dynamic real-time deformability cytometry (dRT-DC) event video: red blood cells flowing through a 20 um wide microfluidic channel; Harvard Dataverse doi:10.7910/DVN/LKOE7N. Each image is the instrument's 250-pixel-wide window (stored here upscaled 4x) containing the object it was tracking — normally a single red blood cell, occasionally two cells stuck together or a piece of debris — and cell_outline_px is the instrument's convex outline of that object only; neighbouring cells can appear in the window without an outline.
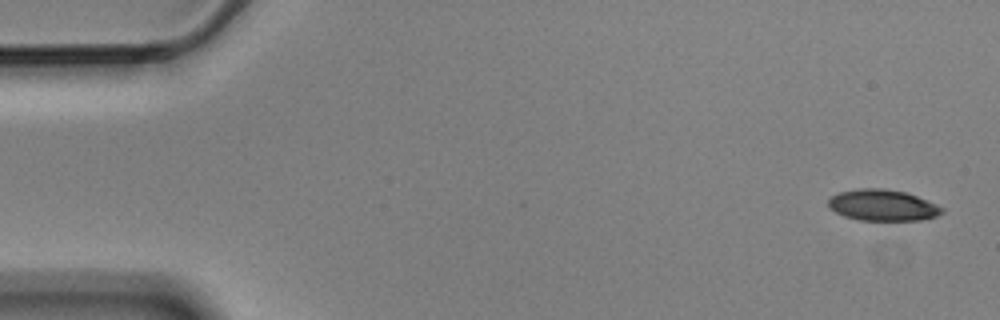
{"species": "Egyptian fruit bat (a non-hibernating species)", "species_latin": "Rousettus aegyptiacus", "temperature_condition": "cold", "stored_images_in_passage": 4, "camera_frame_rate_fps": 3000, "um_per_image_px": 0.085, "animal": {"sex": "male"}, "frame": {"image": 1, "passage_image": 1, "time_ms": 0.0, "image_size_px": [1000, 320], "cell_outline_px": [[944, 212], [936, 216], [920, 220], [860, 220], [844, 216], [828, 208], [828, 200], [832, 196], [840, 192], [860, 188], [884, 188], [904, 192], [916, 196], [936, 204], [944, 208]], "centroid_in_image_um": [75.01, 17.44], "position_along_channel_um": 10.0, "area_um2": 20.58}}
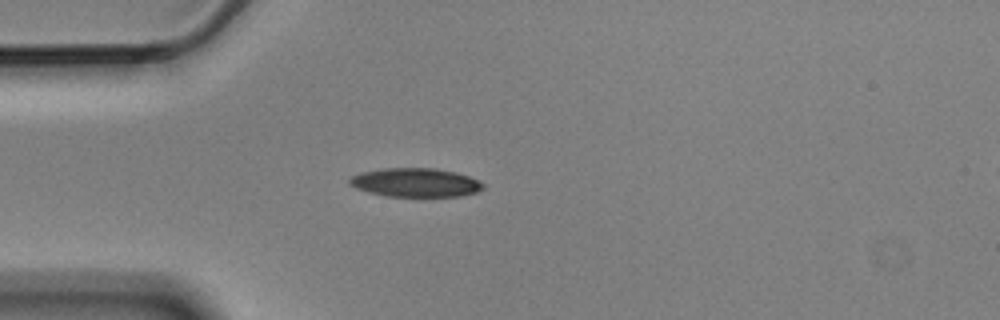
{"frame": {"image": 2, "passage_image": 4, "time_ms": 1.0, "image_size_px": [1000, 320], "cell_outline_px": [[484, 188], [476, 192], [460, 196], [388, 196], [368, 192], [356, 188], [348, 184], [348, 180], [352, 176], [360, 172], [384, 168], [436, 168], [456, 172], [468, 176], [484, 184]], "centroid_in_image_um": [35.29, 15.51], "position_along_channel_um": 49.7, "area_um2": 22.37}}